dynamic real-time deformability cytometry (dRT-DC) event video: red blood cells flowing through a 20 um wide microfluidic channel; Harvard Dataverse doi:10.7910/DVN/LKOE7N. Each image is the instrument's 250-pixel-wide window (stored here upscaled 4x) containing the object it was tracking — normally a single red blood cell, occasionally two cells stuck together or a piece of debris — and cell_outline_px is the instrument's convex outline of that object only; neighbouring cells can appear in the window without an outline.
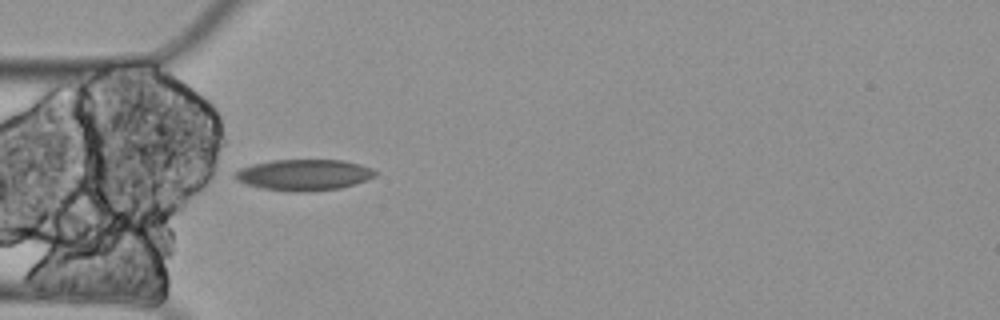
{"species": "Egyptian fruit bat (a non-hibernating species)", "species_latin": "Rousettus aegyptiacus", "temperature_condition": "cold", "stored_images_in_passage": 4, "camera_frame_rate_fps": 3000, "um_per_image_px": 0.085, "animal": {"sex": "female"}, "frame": {"image": 1, "passage_image": 4, "time_ms": 1.0, "image_size_px": [1000, 320], "cell_outline_px": [[376, 176], [368, 180], [340, 188], [308, 192], [288, 192], [260, 188], [244, 184], [236, 180], [232, 176], [232, 172], [240, 168], [252, 164], [272, 160], [344, 160], [360, 164], [372, 168], [376, 172]], "centroid_in_image_um": [25.78, 14.87], "position_along_channel_um": 59.2, "area_um2": 25.89}}